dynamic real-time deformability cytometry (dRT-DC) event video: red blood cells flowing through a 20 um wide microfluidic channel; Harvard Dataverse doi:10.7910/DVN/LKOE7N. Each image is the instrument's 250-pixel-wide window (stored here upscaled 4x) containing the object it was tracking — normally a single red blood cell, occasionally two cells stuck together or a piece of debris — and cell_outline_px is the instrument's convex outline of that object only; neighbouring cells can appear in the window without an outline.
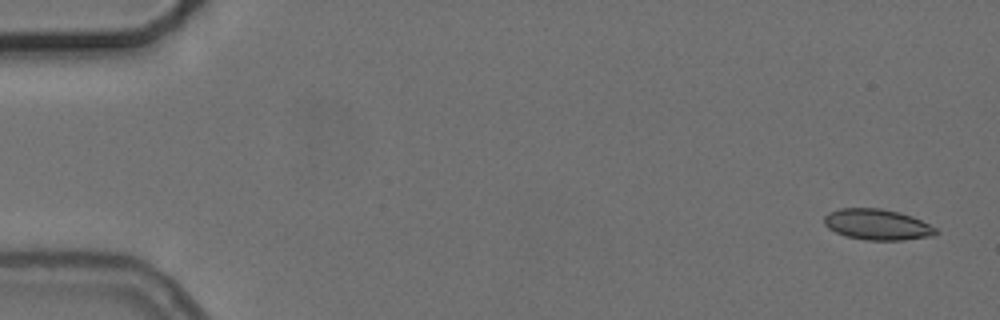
{"species": "common noctule bat (a hibernating species)", "species_latin": "Nyctalus noctula", "temperature_condition": "cold", "stored_images_in_passage": 5, "camera_frame_rate_fps": 3000, "um_per_image_px": 0.085, "animal": {"sex": "female", "body_mass_g": 24.6, "forearm_length_mm": 56.2}, "frame": {"image": 1, "passage_image": 1, "time_ms": 0.0, "image_size_px": [1000, 320], "cell_outline_px": [[940, 232], [932, 236], [904, 240], [868, 240], [844, 236], [828, 228], [824, 224], [824, 216], [828, 212], [840, 208], [880, 208], [900, 212], [912, 216], [936, 228]], "centroid_in_image_um": [74.56, 19.08], "position_along_channel_um": 10.4, "area_um2": 20.17}}
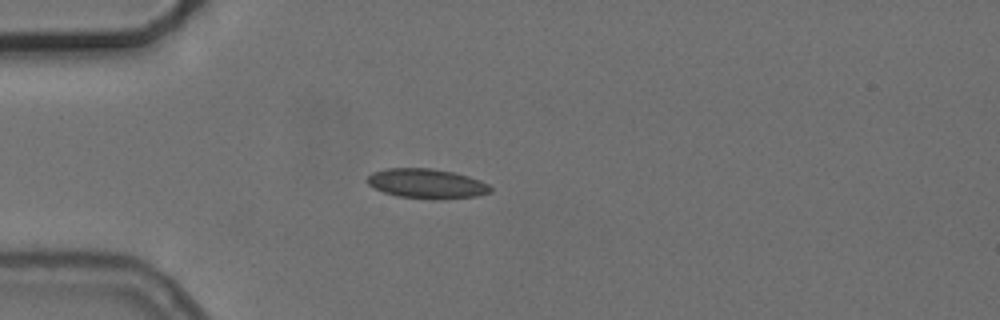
{"frame": {"image": 2, "passage_image": 4, "time_ms": 4.333, "image_size_px": [1000, 320], "cell_outline_px": [[492, 192], [476, 196], [432, 200], [396, 196], [372, 188], [364, 180], [372, 172], [384, 168], [432, 168], [452, 172], [468, 176], [480, 180], [488, 184], [492, 188]], "centroid_in_image_um": [36.23, 15.61], "position_along_channel_um": 48.8, "area_um2": 21.62}}